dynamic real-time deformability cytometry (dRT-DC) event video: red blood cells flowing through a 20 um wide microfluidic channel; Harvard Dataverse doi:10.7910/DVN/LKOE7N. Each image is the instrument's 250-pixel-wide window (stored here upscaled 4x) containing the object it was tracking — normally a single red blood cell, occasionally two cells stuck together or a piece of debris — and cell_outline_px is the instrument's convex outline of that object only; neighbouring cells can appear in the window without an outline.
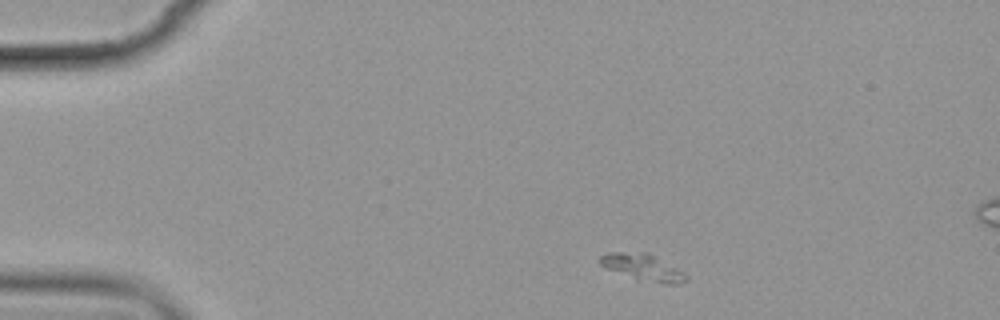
{"species": "common noctule bat (a hibernating species)", "species_latin": "Nyctalus noctula", "temperature_condition": "cold", "stored_images_in_passage": 4, "camera_frame_rate_fps": 3000, "um_per_image_px": 0.085, "animal": {"sex": "female", "body_mass_g": 19.9}, "frame": {"image": 1, "passage_image": 1, "time_ms": 0.0, "image_size_px": [1000, 320], "cell_outline_px": [[688, 280], [676, 284], [668, 284], [636, 280], [608, 268], [600, 264], [600, 256], [608, 252], [648, 252], [684, 272], [688, 276]], "centroid_in_image_um": [54.67, 22.73], "position_along_channel_um": 30.3, "area_um2": 13.29}}